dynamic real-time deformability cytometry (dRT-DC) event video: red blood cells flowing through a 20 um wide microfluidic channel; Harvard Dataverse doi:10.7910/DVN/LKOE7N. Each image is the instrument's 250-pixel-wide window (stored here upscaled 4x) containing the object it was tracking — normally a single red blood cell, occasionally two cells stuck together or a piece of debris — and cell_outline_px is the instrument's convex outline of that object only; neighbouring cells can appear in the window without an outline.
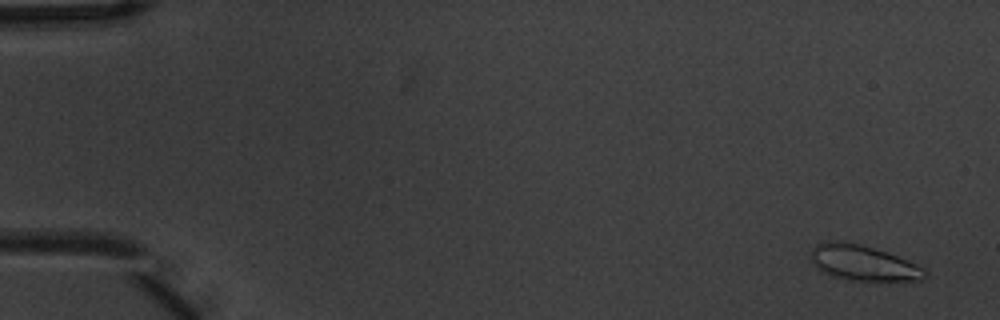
{"species": "common noctule bat (a hibernating species)", "species_latin": "Nyctalus noctula", "temperature_condition": "warm", "stored_images_in_passage": 6, "camera_frame_rate_fps": 3000, "um_per_image_px": 0.085, "animal": {"sex": "male", "body_mass_g": 20.1, "forearm_length_mm": 53.5}, "frame": {"image": 1, "passage_image": 1, "time_ms": 0.0, "image_size_px": [1000, 320], "cell_outline_px": [[928, 276], [920, 280], [848, 280], [824, 272], [816, 268], [808, 256], [812, 248], [816, 244], [828, 240], [836, 240], [860, 244], [896, 256], [916, 264], [924, 268], [928, 272]], "centroid_in_image_um": [73.32, 22.33], "position_along_channel_um": 11.7, "area_um2": 23.35}}
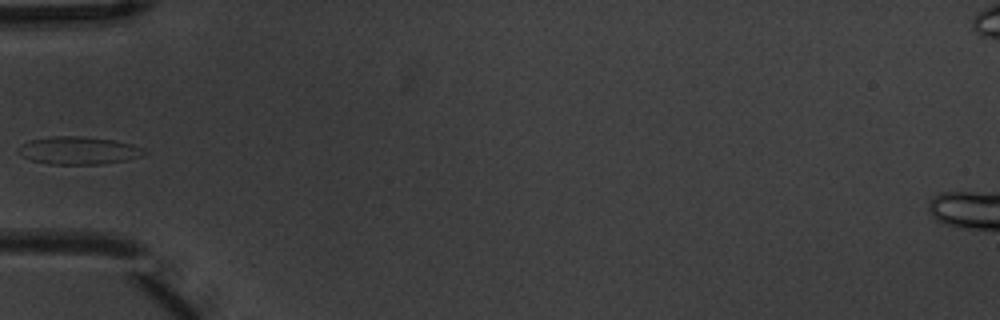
{"frame": {"image": 2, "passage_image": 5, "time_ms": 1.333, "image_size_px": [1000, 320], "cell_outline_px": [[148, 152], [144, 156], [128, 160], [100, 164], [48, 164], [32, 160], [20, 156], [16, 152], [16, 148], [20, 144], [28, 140], [52, 136], [80, 136], [112, 140], [132, 144], [144, 148]], "centroid_in_image_um": [6.65, 12.79], "position_along_channel_um": 78.3, "area_um2": 20.69}}
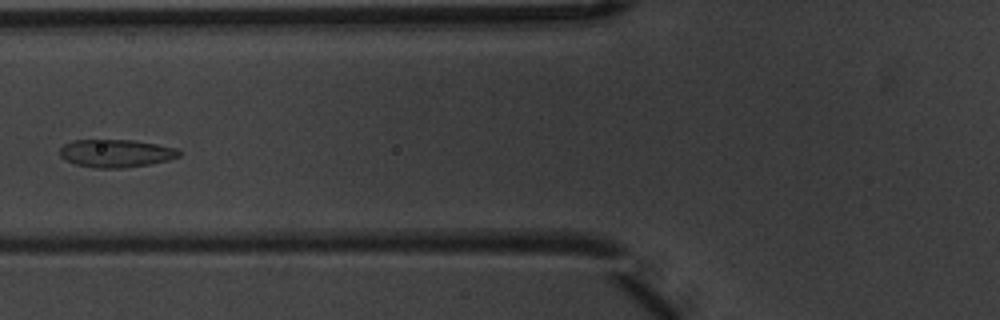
{"frame": {"image": 3, "passage_image": 6, "time_ms": 1.667, "image_size_px": [1000, 320], "cell_outline_px": [[180, 156], [168, 160], [148, 164], [120, 168], [96, 168], [76, 164], [60, 156], [60, 148], [64, 144], [72, 140], [132, 140], [156, 144], [176, 148], [180, 152]], "centroid_in_image_um": [9.85, 13.02], "position_along_channel_um": 116.0, "area_um2": 19.13}}